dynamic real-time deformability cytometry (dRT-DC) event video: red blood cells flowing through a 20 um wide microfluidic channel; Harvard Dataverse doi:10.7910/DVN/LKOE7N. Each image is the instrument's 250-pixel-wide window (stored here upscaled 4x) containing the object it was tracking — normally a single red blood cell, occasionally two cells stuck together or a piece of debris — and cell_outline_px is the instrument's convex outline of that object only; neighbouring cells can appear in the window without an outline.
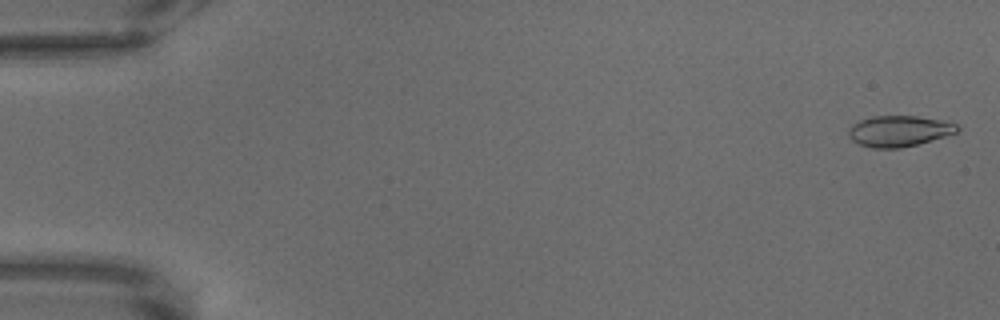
{"species": "common noctule bat (a hibernating species)", "species_latin": "Nyctalus noctula", "temperature_condition": "warm", "stored_images_in_passage": 70, "camera_frame_rate_fps": 3000, "um_per_image_px": 0.085, "animal": {"sex": "male", "body_mass_g": 18.8}, "frame": {"image": 1, "passage_image": 2, "time_ms": 0.333, "image_size_px": [1000, 320], "cell_outline_px": [[960, 128], [956, 132], [944, 136], [916, 144], [900, 148], [872, 148], [860, 144], [852, 140], [848, 136], [848, 128], [852, 124], [860, 120], [872, 116], [916, 116], [940, 120], [956, 124]], "centroid_in_image_um": [76.36, 11.13], "position_along_channel_um": 8.6, "area_um2": 19.36}}
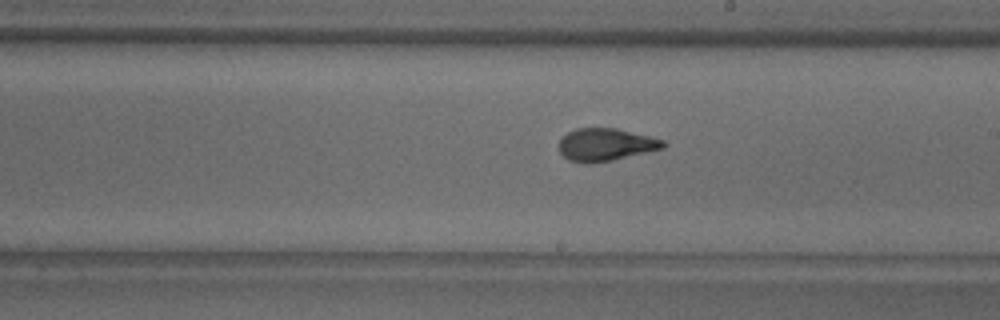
{"frame": {"image": 2, "passage_image": 40, "time_ms": 13.0, "image_size_px": [1000, 320], "cell_outline_px": [[668, 144], [664, 148], [612, 160], [592, 164], [584, 164], [568, 160], [560, 152], [560, 140], [568, 132], [576, 128], [616, 128], [664, 140]], "centroid_in_image_um": [51.48, 12.3], "position_along_channel_um": 237.5, "area_um2": 19.77}}
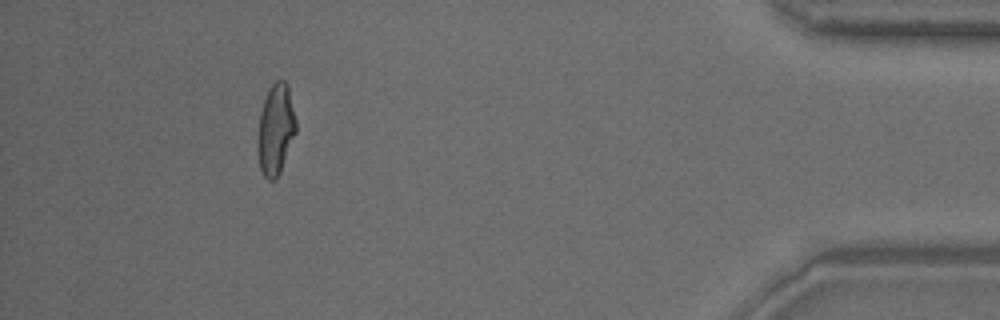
{"frame": {"image": 3, "passage_image": 63, "time_ms": 20.667, "image_size_px": [1000, 320], "cell_outline_px": [[296, 132], [280, 172], [276, 180], [268, 180], [264, 176], [260, 168], [256, 152], [256, 140], [260, 112], [268, 88], [276, 80], [284, 80], [288, 84], [296, 120]], "centroid_in_image_um": [23.41, 11.01], "position_along_channel_um": 411.8, "area_um2": 20.63}}